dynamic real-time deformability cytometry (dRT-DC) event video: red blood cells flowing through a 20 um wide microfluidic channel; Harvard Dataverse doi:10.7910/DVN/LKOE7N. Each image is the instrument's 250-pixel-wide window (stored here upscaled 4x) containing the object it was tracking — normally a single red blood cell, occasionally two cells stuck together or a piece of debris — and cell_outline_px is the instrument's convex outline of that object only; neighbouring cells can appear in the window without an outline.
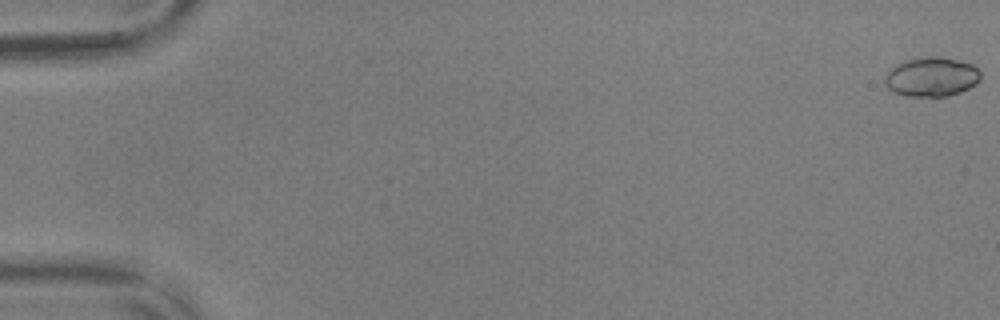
{"species": "common noctule bat (a hibernating species)", "species_latin": "Nyctalus noctula", "temperature_condition": "warm", "stored_images_in_passage": 19, "camera_frame_rate_fps": 3000, "um_per_image_px": 0.085, "animal": {"sex": "male", "body_mass_g": 17.9, "forearm_length_mm": 54.2}, "frame": {"image": 1, "passage_image": 1, "time_ms": 0.0, "image_size_px": [1000, 320], "cell_outline_px": [[980, 80], [976, 84], [960, 92], [948, 96], [908, 96], [892, 92], [884, 84], [884, 76], [892, 68], [908, 60], [928, 56], [940, 56], [972, 64], [980, 72]], "centroid_in_image_um": [79.18, 6.55], "position_along_channel_um": 5.8, "area_um2": 21.79}}
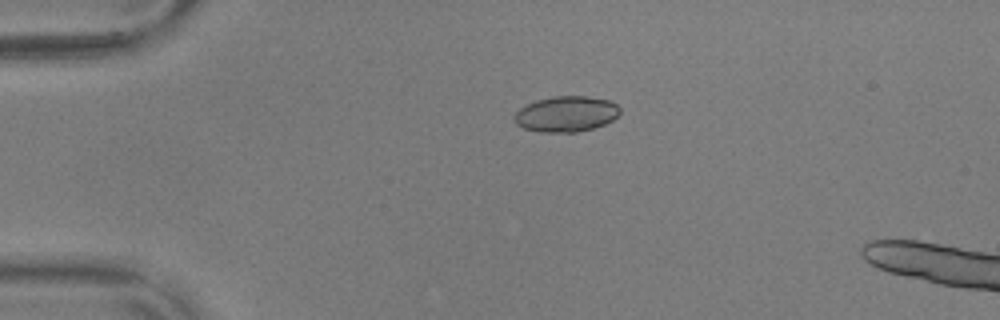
{"frame": {"image": 2, "passage_image": 14, "time_ms": 4.333, "image_size_px": [1000, 320], "cell_outline_px": [[620, 112], [612, 120], [604, 124], [592, 128], [576, 132], [544, 132], [524, 128], [516, 124], [512, 120], [512, 116], [520, 108], [536, 100], [556, 96], [584, 96], [608, 100], [616, 104], [620, 108]], "centroid_in_image_um": [48.09, 9.69], "position_along_channel_um": 36.9, "area_um2": 21.79}}